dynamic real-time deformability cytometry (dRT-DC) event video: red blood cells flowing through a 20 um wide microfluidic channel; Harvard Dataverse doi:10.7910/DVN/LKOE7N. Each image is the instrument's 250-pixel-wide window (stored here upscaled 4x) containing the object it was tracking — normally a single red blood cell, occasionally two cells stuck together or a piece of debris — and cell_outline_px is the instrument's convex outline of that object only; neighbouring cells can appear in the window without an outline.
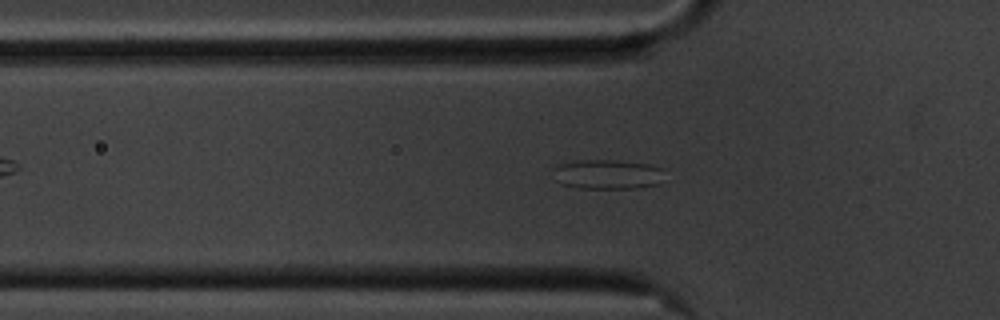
{"species": "common noctule bat (a hibernating species)", "species_latin": "Nyctalus noctula", "temperature_condition": "cold", "stored_images_in_passage": 49, "camera_frame_rate_fps": 3000, "um_per_image_px": 0.085, "animal": {"sex": "male", "body_mass_g": 20.1, "forearm_length_mm": 53.5}, "frame": {"image": 1, "passage_image": 10, "time_ms": 3.0, "image_size_px": [1000, 320], "cell_outline_px": [[664, 168], [660, 184], [640, 188], [580, 188], [564, 184], [556, 180], [552, 168], [560, 164], [580, 160], [616, 160], [648, 164]], "centroid_in_image_um": [51.67, 14.81], "position_along_channel_um": 74.1, "area_um2": 19.25}}
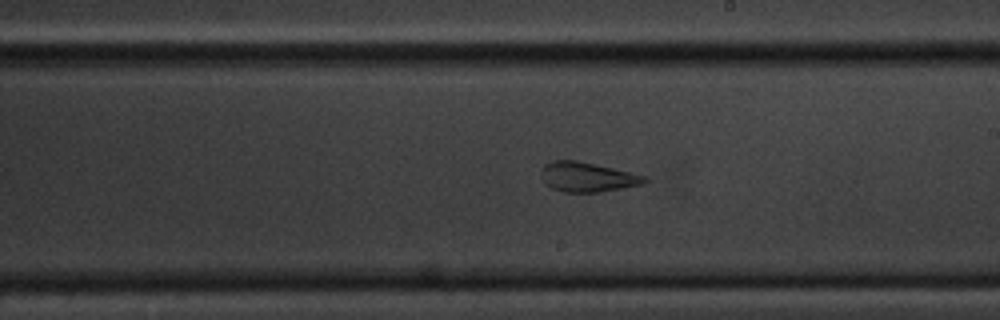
{"frame": {"image": 2, "passage_image": 24, "time_ms": 7.667, "image_size_px": [1000, 320], "cell_outline_px": [[648, 180], [640, 184], [600, 192], [564, 192], [552, 188], [544, 184], [540, 176], [540, 172], [544, 164], [552, 160], [576, 160], [596, 164], [648, 176]], "centroid_in_image_um": [49.87, 15.03], "position_along_channel_um": 239.1, "area_um2": 17.98}}
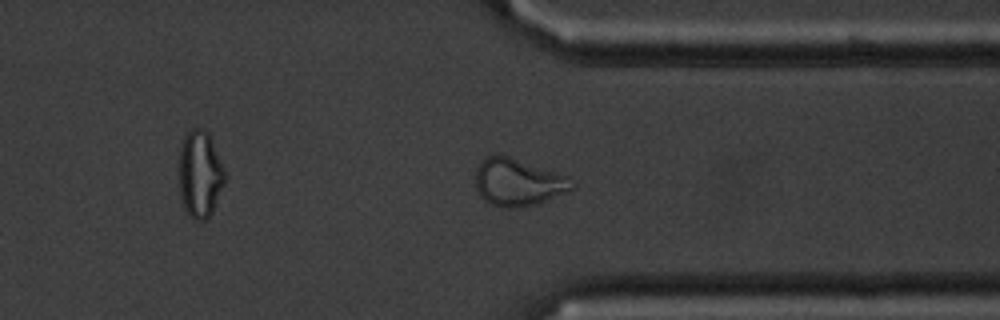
{"frame": {"image": 3, "passage_image": 35, "time_ms": 11.333, "image_size_px": [1000, 320], "cell_outline_px": [[572, 188], [568, 192], [536, 204], [516, 208], [504, 208], [492, 204], [484, 200], [480, 196], [476, 188], [476, 168], [488, 156], [508, 156], [564, 176]], "centroid_in_image_um": [43.95, 15.53], "position_along_channel_um": 367.4, "area_um2": 25.61}, "authors_computed_cell_mechanics": {"area_um2": 21.2704, "velocity_mm_per_s": 3.5198, "shape_relaxation_time_tau1_ms": null, "shape_relaxation_time_tau2_ms": 1.787, "deformation_change_tau1": null, "deformation_change_tau2": 0.1063}}